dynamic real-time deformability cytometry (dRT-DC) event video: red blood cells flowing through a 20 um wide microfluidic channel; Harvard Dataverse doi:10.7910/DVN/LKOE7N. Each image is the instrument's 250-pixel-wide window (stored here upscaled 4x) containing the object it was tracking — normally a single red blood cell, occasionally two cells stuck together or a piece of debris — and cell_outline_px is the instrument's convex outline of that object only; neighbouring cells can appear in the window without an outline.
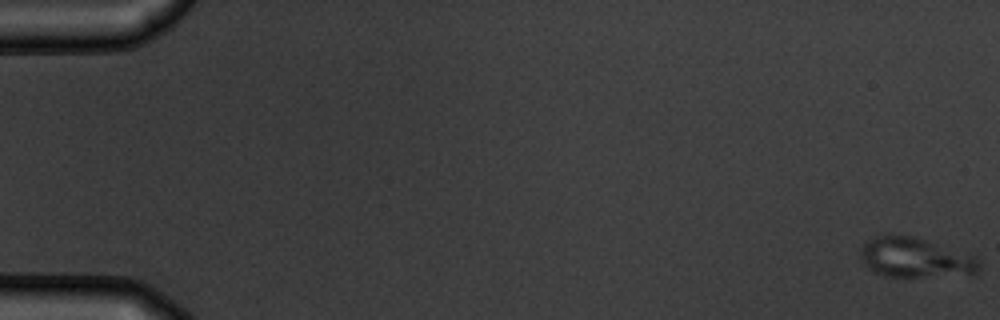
{"species": "common noctule bat (a hibernating species)", "species_latin": "Nyctalus noctula", "temperature_condition": "warm", "stored_images_in_passage": 5, "camera_frame_rate_fps": 3000, "um_per_image_px": 0.085, "animal": {"sex": "male", "body_mass_g": 19.5, "forearm_length_mm": 54.6}, "frame": {"image": 1, "passage_image": 1, "time_ms": 0.0, "image_size_px": [1000, 320], "cell_outline_px": [[980, 268], [976, 272], [920, 276], [884, 276], [868, 268], [864, 264], [860, 256], [860, 248], [864, 240], [876, 236], [908, 236], [924, 240], [976, 256], [980, 260]], "centroid_in_image_um": [77.72, 21.89], "position_along_channel_um": 7.3, "area_um2": 26.7}}